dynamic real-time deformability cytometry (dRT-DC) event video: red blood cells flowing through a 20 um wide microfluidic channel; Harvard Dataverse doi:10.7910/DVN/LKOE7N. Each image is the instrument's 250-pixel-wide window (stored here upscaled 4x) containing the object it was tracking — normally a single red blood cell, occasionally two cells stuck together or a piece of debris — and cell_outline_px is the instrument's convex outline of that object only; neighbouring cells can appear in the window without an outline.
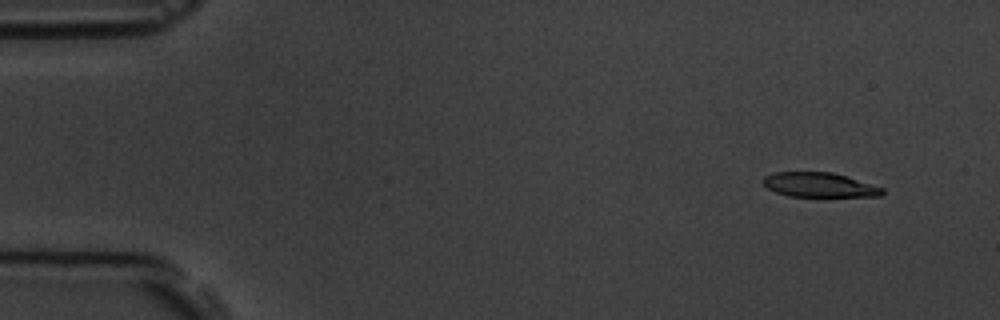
{"species": "common noctule bat (a hibernating species)", "species_latin": "Nyctalus noctula", "temperature_condition": "room temperature", "stored_images_in_passage": 5, "camera_frame_rate_fps": 3000, "um_per_image_px": 0.085, "animal": {"sex": "male", "body_mass_g": 19.5, "forearm_length_mm": 54.6}, "frame": {"image": 1, "passage_image": 2, "time_ms": 1.333, "image_size_px": [1000, 320], "cell_outline_px": [[884, 192], [880, 196], [788, 196], [776, 192], [768, 188], [764, 184], [764, 176], [772, 172], [832, 172], [884, 188]], "centroid_in_image_um": [69.62, 15.71], "position_along_channel_um": 15.4, "area_um2": 16.82}}
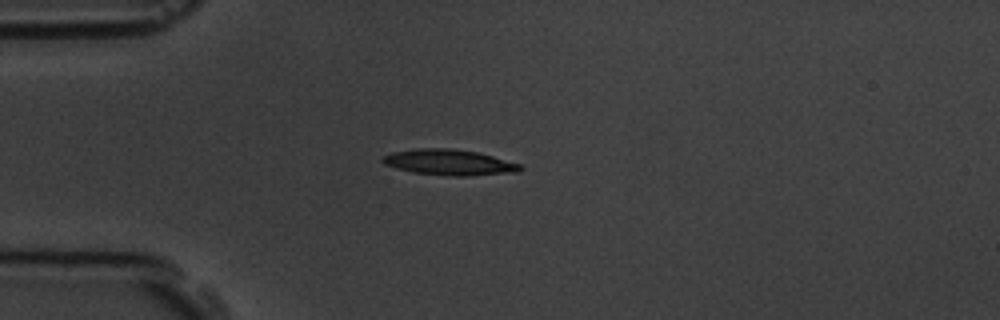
{"frame": {"image": 2, "passage_image": 5, "time_ms": 4.667, "image_size_px": [1000, 320], "cell_outline_px": [[524, 168], [516, 172], [468, 176], [452, 176], [412, 172], [396, 168], [384, 164], [380, 160], [384, 156], [392, 152], [416, 148], [452, 148], [476, 152], [492, 156], [520, 164]], "centroid_in_image_um": [38.15, 13.8], "position_along_channel_um": 46.8, "area_um2": 20.58}}